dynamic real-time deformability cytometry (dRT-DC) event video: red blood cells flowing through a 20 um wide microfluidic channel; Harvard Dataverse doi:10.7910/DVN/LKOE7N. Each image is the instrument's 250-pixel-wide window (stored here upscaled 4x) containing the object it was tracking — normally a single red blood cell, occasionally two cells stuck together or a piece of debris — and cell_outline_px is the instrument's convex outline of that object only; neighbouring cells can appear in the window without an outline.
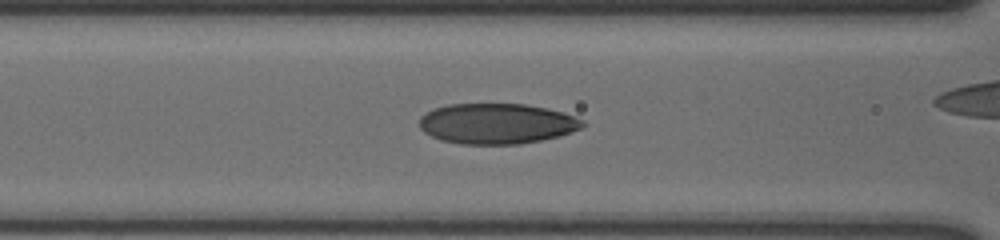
{"species": "human", "species_latin": "Homo sapiens", "temperature_condition": "cold", "stored_images_in_passage": 30, "camera_frame_rate_fps": 3000, "um_per_image_px": 0.085, "donor": {"sex": "male"}, "frame": {"image": 1, "passage_image": 6, "time_ms": 1.667, "image_size_px": [1000, 240], "cell_outline_px": [[588, 124], [572, 132], [560, 136], [520, 144], [460, 144], [440, 140], [424, 132], [420, 128], [420, 116], [436, 108], [448, 104], [524, 104], [544, 108], [560, 112], [584, 120]], "centroid_in_image_um": [42.23, 10.52], "position_along_channel_um": 124.4, "area_um2": 38.38}}
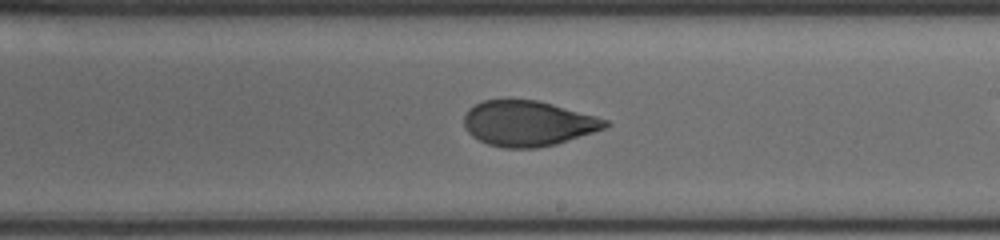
{"frame": {"image": 2, "passage_image": 16, "time_ms": 5.0, "image_size_px": [1000, 240], "cell_outline_px": [[612, 124], [604, 128], [556, 144], [536, 148], [504, 148], [488, 144], [472, 136], [464, 128], [464, 116], [468, 108], [484, 100], [536, 100], [552, 104], [596, 116], [608, 120]], "centroid_in_image_um": [44.86, 10.49], "position_along_channel_um": 244.1, "area_um2": 37.11}}
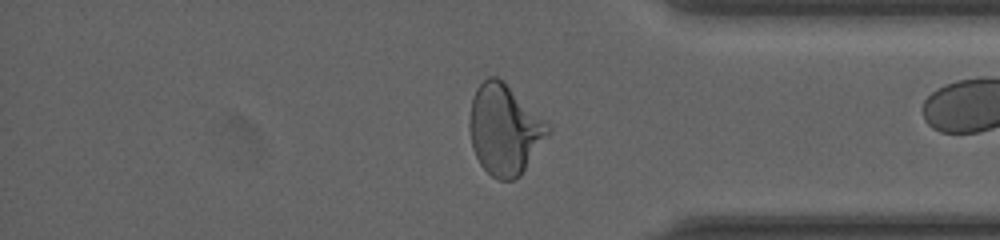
{"frame": {"image": 3, "passage_image": 28, "time_ms": 9.0, "image_size_px": [1000, 240], "cell_outline_px": [[552, 128], [520, 176], [512, 180], [500, 180], [492, 176], [480, 164], [472, 148], [468, 128], [468, 120], [472, 100], [476, 88], [488, 76], [496, 76], [504, 80]], "centroid_in_image_um": [42.84, 10.99], "position_along_channel_um": 392.4, "area_um2": 41.1}}